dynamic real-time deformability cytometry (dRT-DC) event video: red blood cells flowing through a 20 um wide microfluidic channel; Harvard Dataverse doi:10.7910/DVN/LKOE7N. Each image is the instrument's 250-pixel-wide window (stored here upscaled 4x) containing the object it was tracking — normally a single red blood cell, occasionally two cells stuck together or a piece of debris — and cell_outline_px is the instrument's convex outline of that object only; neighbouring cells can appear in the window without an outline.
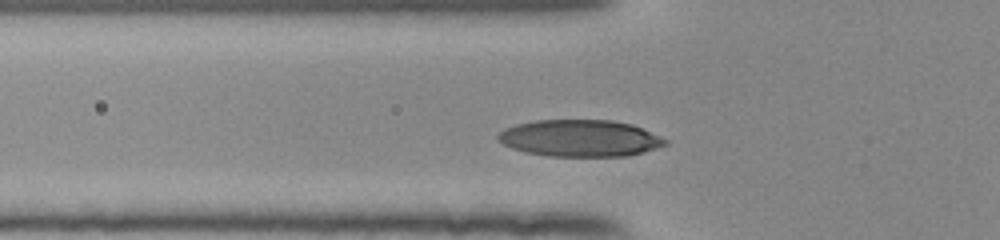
{"species": "human", "species_latin": "Homo sapiens", "temperature_condition": "room temperature", "stored_images_in_passage": 34, "camera_frame_rate_fps": 3000, "um_per_image_px": 0.085, "donor": {"sex": "female"}, "frame": {"image": 1, "passage_image": 8, "time_ms": 2.333, "image_size_px": [1000, 240], "cell_outline_px": [[668, 144], [644, 152], [628, 156], [548, 156], [524, 152], [512, 148], [504, 144], [496, 136], [504, 128], [516, 124], [536, 120], [612, 120], [632, 124], [660, 136], [668, 140]], "centroid_in_image_um": [49.31, 11.75], "position_along_channel_um": 76.5, "area_um2": 35.89}}
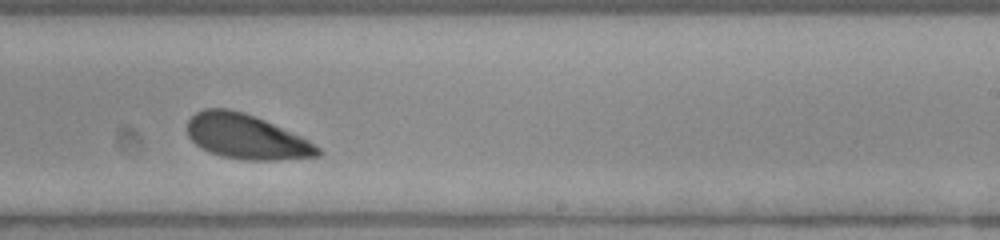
{"frame": {"image": 2, "passage_image": 23, "time_ms": 7.333, "image_size_px": [1000, 240], "cell_outline_px": [[320, 156], [276, 160], [244, 160], [220, 156], [208, 152], [200, 148], [188, 136], [188, 120], [196, 112], [204, 108], [228, 108], [244, 112], [264, 120], [300, 136], [308, 140], [320, 148]], "centroid_in_image_um": [20.9, 11.62], "position_along_channel_um": 268.1, "area_um2": 33.93}}
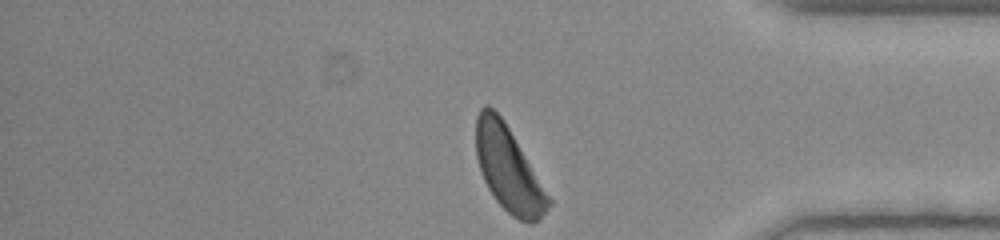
{"frame": {"image": 3, "passage_image": 34, "time_ms": 11.0, "image_size_px": [1000, 240], "cell_outline_px": [[552, 204], [540, 220], [532, 224], [528, 224], [512, 216], [496, 200], [488, 188], [484, 180], [476, 156], [476, 116], [480, 108], [484, 104], [488, 104], [504, 120], [552, 200]], "centroid_in_image_um": [43.23, 14.38], "position_along_channel_um": 392.0, "area_um2": 35.66}, "authors_computed_cell_mechanics": {"area_um2": 35.0557, "velocity_mm_per_s": 3.8348, "shape_relaxation_time_tau1_ms": 2.2605, "shape_relaxation_time_tau2_ms": null, "deformation_change_tau1": 0.1317, "deformation_change_tau2": null}}